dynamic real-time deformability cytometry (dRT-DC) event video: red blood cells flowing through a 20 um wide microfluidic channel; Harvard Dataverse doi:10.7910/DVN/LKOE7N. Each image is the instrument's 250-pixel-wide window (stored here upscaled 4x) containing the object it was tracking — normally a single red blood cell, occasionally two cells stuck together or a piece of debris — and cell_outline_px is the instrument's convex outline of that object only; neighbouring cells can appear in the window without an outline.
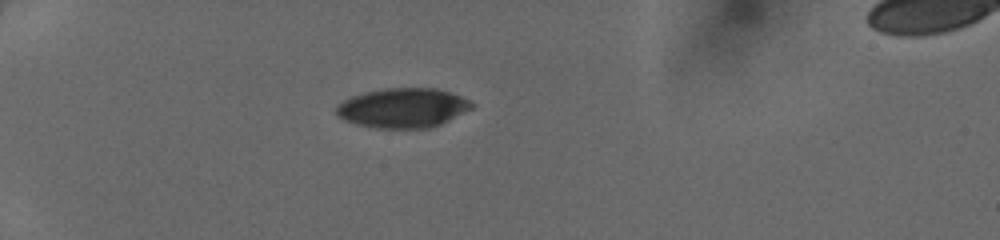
{"species": "human", "species_latin": "Homo sapiens", "temperature_condition": "cold", "stored_images_in_passage": 35, "camera_frame_rate_fps": 3000, "um_per_image_px": 0.085, "donor": {"sex": "female"}, "frame": {"image": 1, "passage_image": 1, "time_ms": 0.0, "image_size_px": [1000, 240], "cell_outline_px": [[476, 104], [472, 108], [440, 124], [428, 128], [376, 128], [356, 124], [344, 120], [336, 112], [336, 104], [352, 96], [364, 92], [384, 88], [436, 88], [460, 96]], "centroid_in_image_um": [34.22, 9.17], "position_along_channel_um": 50.8, "area_um2": 31.1}}
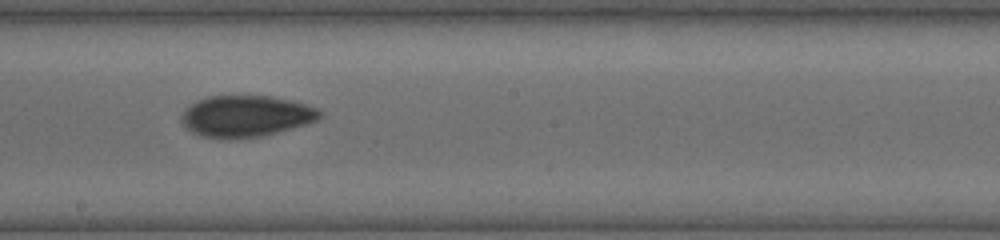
{"frame": {"image": 2, "passage_image": 16, "time_ms": 5.0, "image_size_px": [1000, 240], "cell_outline_px": [[324, 112], [316, 120], [304, 124], [276, 132], [260, 136], [228, 140], [200, 136], [192, 132], [180, 120], [180, 116], [184, 108], [208, 96], [272, 96], [320, 108]], "centroid_in_image_um": [20.87, 9.88], "position_along_channel_um": 227.3, "area_um2": 33.29}}
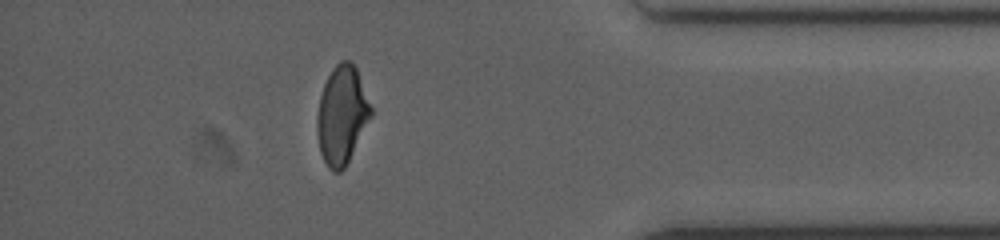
{"frame": {"image": 3, "passage_image": 30, "time_ms": 9.667, "image_size_px": [1000, 240], "cell_outline_px": [[372, 116], [344, 168], [340, 172], [332, 172], [328, 168], [320, 152], [316, 132], [316, 116], [320, 96], [324, 84], [332, 68], [340, 60], [352, 60], [356, 68], [372, 108]], "centroid_in_image_um": [29.04, 9.77], "position_along_channel_um": 406.2, "area_um2": 30.87}}